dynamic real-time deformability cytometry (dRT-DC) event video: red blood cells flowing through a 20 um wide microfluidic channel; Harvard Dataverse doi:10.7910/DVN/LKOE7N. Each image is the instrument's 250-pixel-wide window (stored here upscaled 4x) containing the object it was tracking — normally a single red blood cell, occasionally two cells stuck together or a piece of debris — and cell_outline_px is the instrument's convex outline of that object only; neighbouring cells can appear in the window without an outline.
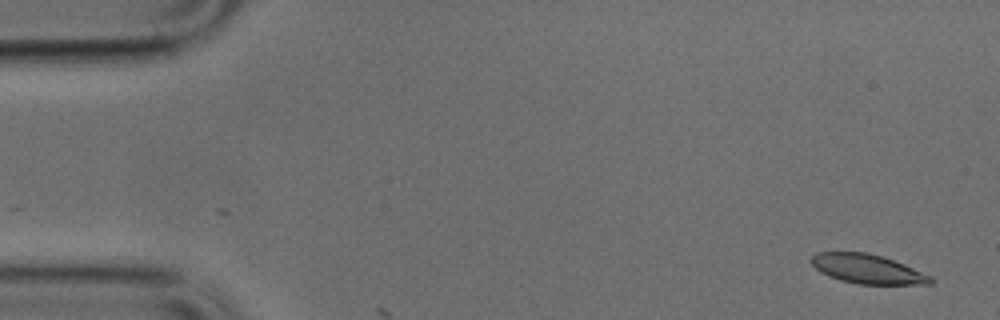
{"species": "common noctule bat (a hibernating species)", "species_latin": "Nyctalus noctula", "temperature_condition": "cold", "stored_images_in_passage": 3, "camera_frame_rate_fps": 3000, "um_per_image_px": 0.085, "animal": {"sex": "male", "body_mass_g": 17.9, "forearm_length_mm": 54.2}, "frame": {"image": 1, "passage_image": 1, "time_ms": 0.0, "image_size_px": [1000, 320], "cell_outline_px": [[932, 284], [856, 284], [840, 280], [828, 276], [820, 272], [812, 264], [812, 256], [816, 252], [868, 252], [904, 264], [932, 276]], "centroid_in_image_um": [73.72, 22.86], "position_along_channel_um": 11.3, "area_um2": 20.23}}